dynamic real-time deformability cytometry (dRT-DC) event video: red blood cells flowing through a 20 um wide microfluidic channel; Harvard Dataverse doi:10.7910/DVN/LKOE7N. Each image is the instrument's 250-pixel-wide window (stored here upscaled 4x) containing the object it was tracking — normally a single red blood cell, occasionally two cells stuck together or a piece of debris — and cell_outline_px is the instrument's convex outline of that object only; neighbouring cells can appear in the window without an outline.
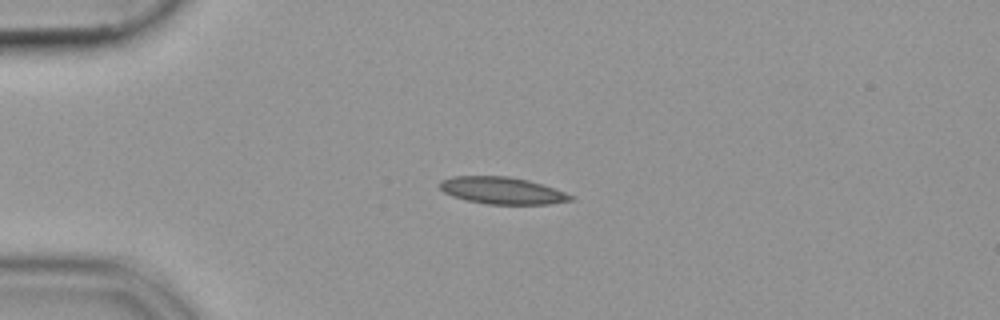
{"species": "common noctule bat (a hibernating species)", "species_latin": "Nyctalus noctula", "temperature_condition": "cold", "stored_images_in_passage": 41, "camera_frame_rate_fps": 3000, "um_per_image_px": 0.085, "animal": {"sex": "female", "body_mass_g": 19.9}, "frame": {"image": 1, "passage_image": 1, "time_ms": 0.0, "image_size_px": [1000, 320], "cell_outline_px": [[572, 200], [548, 204], [488, 204], [464, 200], [452, 196], [444, 192], [440, 188], [440, 180], [452, 176], [508, 176], [528, 180], [564, 192], [572, 196]], "centroid_in_image_um": [42.61, 16.19], "position_along_channel_um": 42.4, "area_um2": 20.4}}
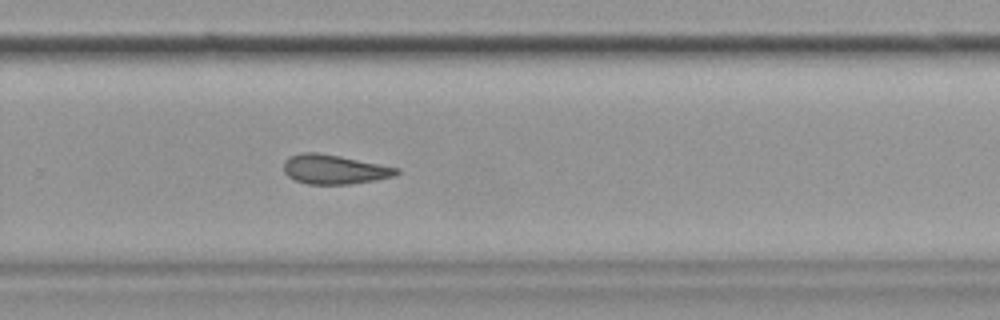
{"frame": {"image": 2, "passage_image": 24, "time_ms": 7.667, "image_size_px": [1000, 320], "cell_outline_px": [[400, 172], [396, 176], [376, 180], [348, 184], [308, 184], [296, 180], [288, 176], [284, 172], [284, 160], [288, 156], [300, 152], [316, 152], [340, 156], [400, 168]], "centroid_in_image_um": [28.41, 14.39], "position_along_channel_um": 301.4, "area_um2": 19.42}}
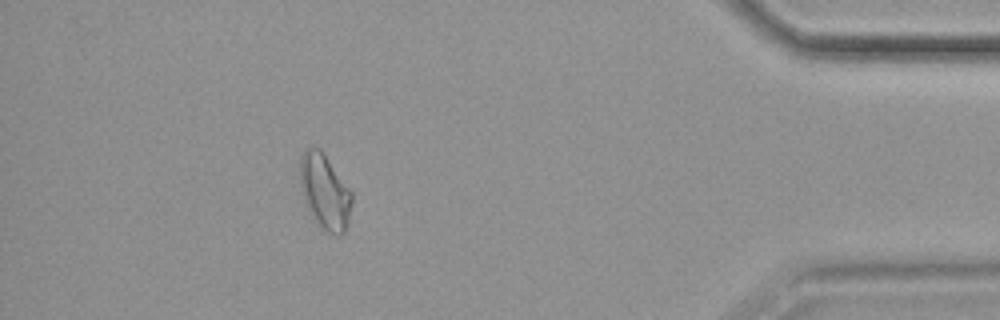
{"frame": {"image": 3, "passage_image": 36, "time_ms": 11.667, "image_size_px": [1000, 320], "cell_outline_px": [[352, 200], [348, 224], [344, 232], [340, 236], [336, 236], [328, 232], [316, 220], [304, 204], [300, 192], [300, 156], [304, 148], [320, 148], [352, 192]], "centroid_in_image_um": [27.59, 16.28], "position_along_channel_um": 407.6, "area_um2": 22.72}}